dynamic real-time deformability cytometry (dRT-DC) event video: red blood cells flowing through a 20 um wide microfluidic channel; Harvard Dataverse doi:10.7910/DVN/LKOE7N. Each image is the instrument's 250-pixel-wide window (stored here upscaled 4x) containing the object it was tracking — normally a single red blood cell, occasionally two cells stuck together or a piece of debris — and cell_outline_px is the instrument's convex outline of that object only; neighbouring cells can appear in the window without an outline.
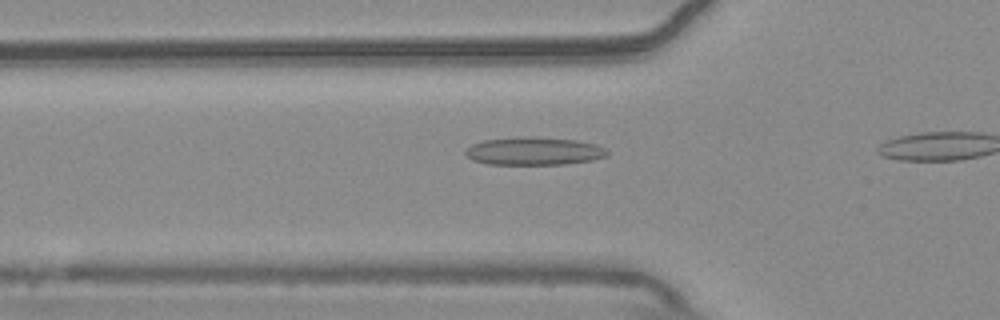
{"species": "common noctule bat (a hibernating species)", "species_latin": "Nyctalus noctula", "temperature_condition": "warm", "stored_images_in_passage": 12, "camera_frame_rate_fps": 3000, "um_per_image_px": 0.085, "animal": {"sex": "male", "body_mass_g": 20.4}, "frame": {"image": 1, "passage_image": 7, "time_ms": 2.0, "image_size_px": [1000, 320], "cell_outline_px": [[608, 156], [592, 160], [564, 164], [488, 164], [472, 160], [464, 152], [472, 144], [484, 140], [524, 136], [576, 140], [596, 144], [604, 148], [608, 152]], "centroid_in_image_um": [45.39, 12.84], "position_along_channel_um": 80.4, "area_um2": 22.95}}
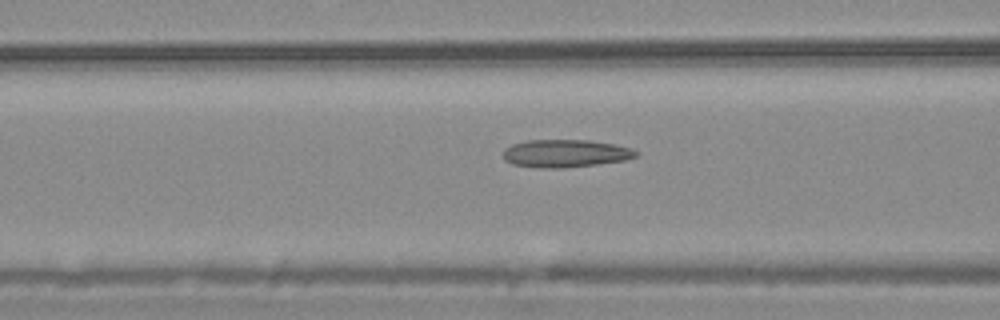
{"frame": {"image": 2, "passage_image": 10, "time_ms": 3.0, "image_size_px": [1000, 320], "cell_outline_px": [[640, 152], [636, 156], [624, 160], [596, 164], [564, 168], [540, 168], [512, 164], [504, 160], [504, 148], [512, 144], [528, 140], [592, 140], [632, 148]], "centroid_in_image_um": [48.05, 13.04], "position_along_channel_um": 118.6, "area_um2": 21.5}}